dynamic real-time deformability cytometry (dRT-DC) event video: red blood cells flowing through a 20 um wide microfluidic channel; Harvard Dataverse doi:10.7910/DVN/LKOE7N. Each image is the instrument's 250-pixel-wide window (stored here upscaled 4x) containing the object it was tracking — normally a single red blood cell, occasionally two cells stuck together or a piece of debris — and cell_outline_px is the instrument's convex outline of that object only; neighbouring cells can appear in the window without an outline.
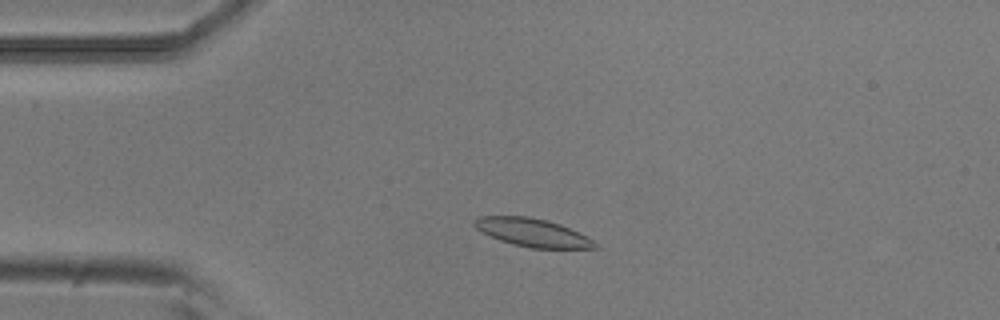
{"species": "common noctule bat (a hibernating species)", "species_latin": "Nyctalus noctula", "temperature_condition": "room temperature", "stored_images_in_passage": 50, "camera_frame_rate_fps": 3000, "um_per_image_px": 0.085, "animal": {"sex": "male", "body_mass_g": 20.5, "forearm_length_mm": 52.5}, "frame": {"image": 1, "passage_image": 9, "time_ms": 2.667, "image_size_px": [1000, 320], "cell_outline_px": [[600, 248], [532, 248], [512, 244], [500, 240], [476, 228], [472, 224], [472, 220], [480, 216], [528, 216], [548, 220], [560, 224], [592, 240]], "centroid_in_image_um": [45.22, 19.75], "position_along_channel_um": 39.8, "area_um2": 19.48}}
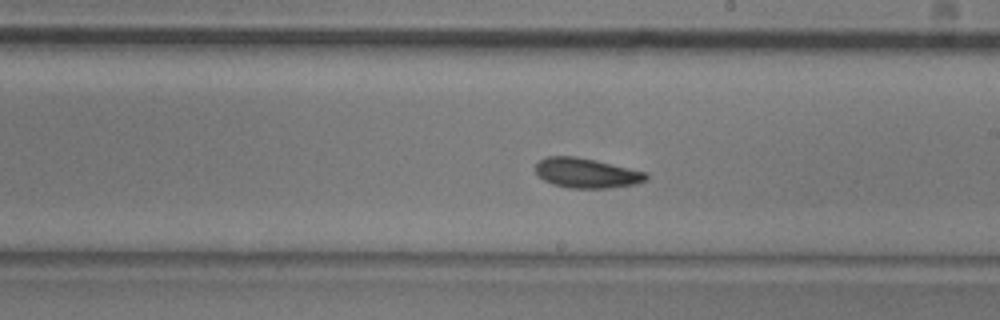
{"frame": {"image": 2, "passage_image": 27, "time_ms": 8.667, "image_size_px": [1000, 320], "cell_outline_px": [[648, 180], [636, 184], [608, 188], [568, 188], [552, 184], [536, 176], [536, 164], [544, 156], [572, 156], [596, 160], [648, 172]], "centroid_in_image_um": [49.86, 14.71], "position_along_channel_um": 239.1, "area_um2": 19.48}}
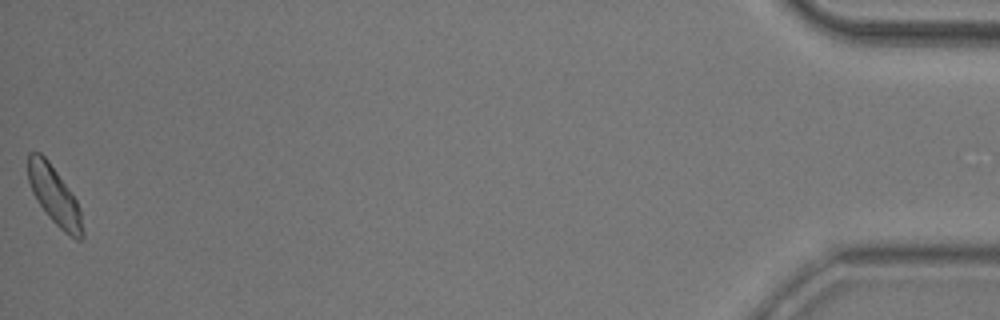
{"frame": {"image": 3, "passage_image": 50, "time_ms": 16.333, "image_size_px": [1000, 320], "cell_outline_px": [[84, 236], [80, 240], [76, 240], [64, 232], [48, 216], [36, 200], [32, 192], [28, 180], [28, 152], [40, 152], [48, 160], [72, 192], [80, 208], [84, 232]], "centroid_in_image_um": [4.64, 16.64], "position_along_channel_um": 430.6, "area_um2": 18.61}, "authors_computed_cell_mechanics": {"area_um2": 18.8428, "velocity_mm_per_s": 3.7808, "shape_relaxation_time_tau1_ms": 4.7945, "shape_relaxation_time_tau2_ms": 4.213, "deformation_change_tau1": 0.0828, "deformation_change_tau2": 0.0926}}